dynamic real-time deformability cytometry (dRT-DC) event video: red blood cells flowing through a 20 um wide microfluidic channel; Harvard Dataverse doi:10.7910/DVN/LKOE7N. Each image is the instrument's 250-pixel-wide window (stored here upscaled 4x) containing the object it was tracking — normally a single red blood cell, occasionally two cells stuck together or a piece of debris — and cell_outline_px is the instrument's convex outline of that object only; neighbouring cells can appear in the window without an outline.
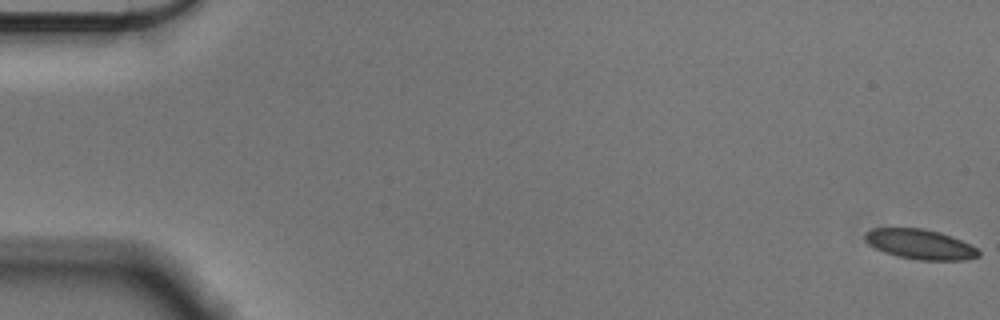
{"species": "Egyptian fruit bat (a non-hibernating species)", "species_latin": "Rousettus aegyptiacus", "temperature_condition": "cold", "stored_images_in_passage": 10, "camera_frame_rate_fps": 3000, "um_per_image_px": 0.085, "animal": {"sex": "male"}, "frame": {"image": 1, "passage_image": 1, "time_ms": 0.0, "image_size_px": [1000, 320], "cell_outline_px": [[980, 256], [968, 260], [920, 260], [896, 256], [884, 252], [868, 244], [864, 240], [864, 232], [872, 228], [924, 228], [940, 232], [952, 236], [976, 248], [980, 252]], "centroid_in_image_um": [78.19, 20.76], "position_along_channel_um": 6.8, "area_um2": 19.94}}